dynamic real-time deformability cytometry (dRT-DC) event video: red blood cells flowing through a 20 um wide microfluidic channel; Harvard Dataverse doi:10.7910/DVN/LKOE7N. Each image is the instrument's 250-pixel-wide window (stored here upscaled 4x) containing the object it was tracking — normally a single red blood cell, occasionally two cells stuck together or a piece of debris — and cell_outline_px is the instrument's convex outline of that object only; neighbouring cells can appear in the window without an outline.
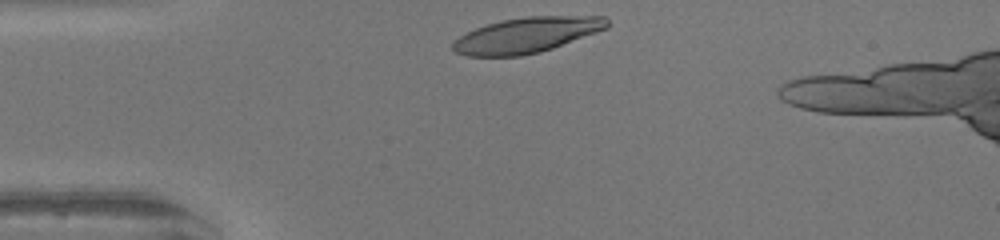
{"species": "human", "species_latin": "Homo sapiens", "temperature_condition": "warm", "stored_images_in_passage": 28, "camera_frame_rate_fps": 3000, "um_per_image_px": 0.085, "donor": {"sex": "female"}, "frame": {"image": 1, "passage_image": 1, "time_ms": 0.0, "image_size_px": [1000, 240], "cell_outline_px": [[608, 28], [552, 48], [540, 52], [520, 56], [468, 56], [456, 52], [452, 48], [452, 44], [460, 36], [476, 28], [488, 24], [504, 20], [524, 16], [604, 16], [608, 20]], "centroid_in_image_um": [44.78, 2.98], "position_along_channel_um": 40.2, "area_um2": 31.5}}
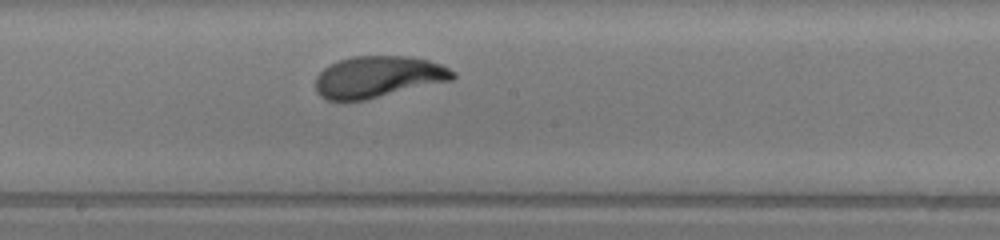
{"frame": {"image": 2, "passage_image": 16, "time_ms": 5.0, "image_size_px": [1000, 240], "cell_outline_px": [[456, 76], [452, 80], [364, 100], [328, 100], [320, 96], [316, 92], [316, 76], [328, 64], [352, 56], [408, 56], [428, 60], [440, 64], [456, 72]], "centroid_in_image_um": [32.13, 6.52], "position_along_channel_um": 216.1, "area_um2": 33.12}}
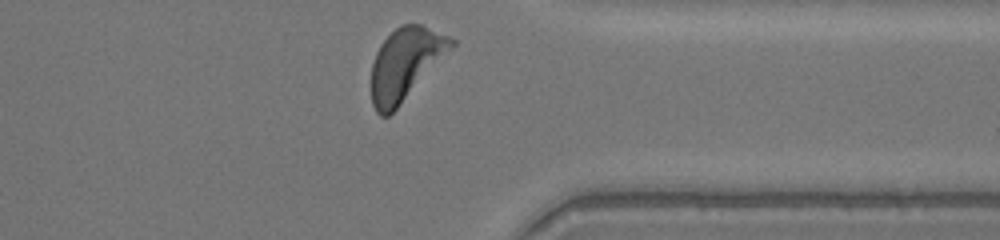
{"frame": {"image": 3, "passage_image": 28, "time_ms": 9.0, "image_size_px": [1000, 240], "cell_outline_px": [[456, 44], [396, 108], [388, 116], [380, 116], [376, 112], [372, 104], [372, 64], [376, 52], [380, 44], [400, 24], [420, 24], [448, 36], [456, 40]], "centroid_in_image_um": [34.45, 5.41], "position_along_channel_um": 377.0, "area_um2": 32.83}, "authors_computed_cell_mechanics": {"area_um2": 33.1772, "velocity_mm_per_s": 4.1581, "shape_relaxation_time_tau1_ms": 2.5046, "shape_relaxation_time_tau2_ms": null, "deformation_change_tau1": 0.186, "deformation_change_tau2": null}}